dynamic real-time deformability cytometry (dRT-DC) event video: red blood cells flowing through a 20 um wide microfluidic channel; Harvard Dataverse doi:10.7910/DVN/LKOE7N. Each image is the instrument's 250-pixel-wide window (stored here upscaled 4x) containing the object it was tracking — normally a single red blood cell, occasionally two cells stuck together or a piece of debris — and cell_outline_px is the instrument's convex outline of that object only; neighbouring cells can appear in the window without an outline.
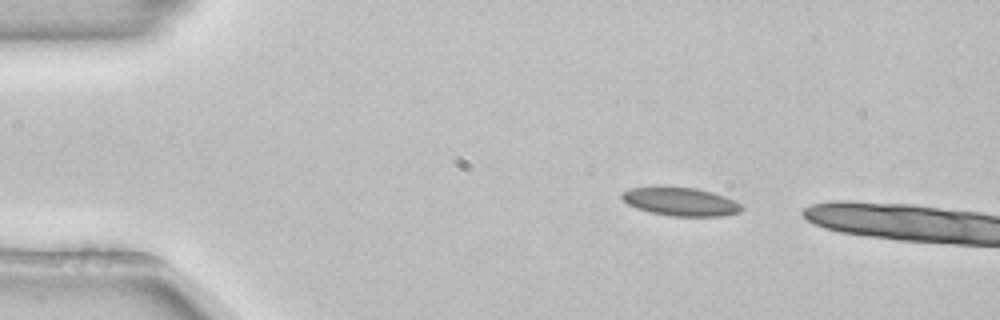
{"species": "common noctule bat (a hibernating species)", "species_latin": "Nyctalus noctula", "temperature_condition": "room temperature", "stored_images_in_passage": 2, "camera_frame_rate_fps": 3000, "um_per_image_px": 0.085, "animal": {"sex": "female", "body_mass_g": 22.7, "forearm_length_mm": 54.2}, "frame": {"image": 1, "passage_image": 1, "time_ms": 0.0, "image_size_px": [1000, 320], "cell_outline_px": [[744, 208], [740, 212], [724, 216], [672, 216], [652, 212], [636, 208], [628, 204], [620, 196], [620, 192], [628, 188], [656, 184], [696, 188], [712, 192], [736, 200]], "centroid_in_image_um": [57.8, 17.09], "position_along_channel_um": 27.2, "area_um2": 20.52}}